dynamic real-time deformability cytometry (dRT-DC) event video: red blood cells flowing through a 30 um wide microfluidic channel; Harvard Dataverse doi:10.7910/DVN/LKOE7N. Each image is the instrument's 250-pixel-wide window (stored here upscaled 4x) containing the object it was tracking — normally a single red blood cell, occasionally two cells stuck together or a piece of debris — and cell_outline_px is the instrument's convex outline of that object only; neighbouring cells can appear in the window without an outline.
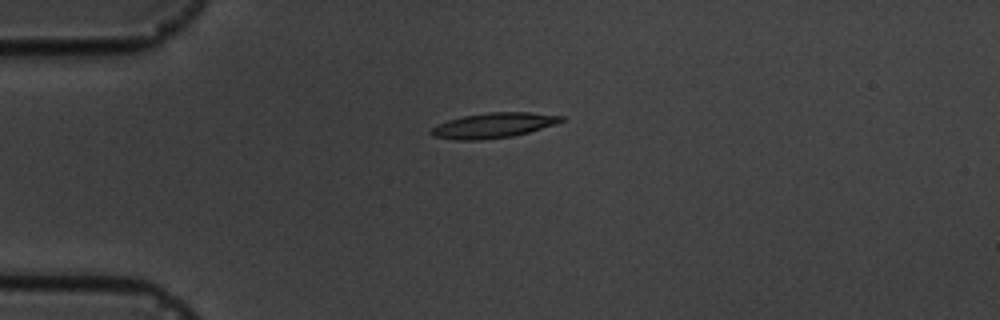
{"species": "common noctule bat (a hibernating species)", "species_latin": "Nyctalus noctula", "temperature_condition": "cold", "stored_images_in_passage": 1, "camera_frame_rate_fps": 3000, "um_per_image_px": 0.085, "animal": {"sex": "male", "body_mass_g": 19.5, "forearm_length_mm": 54.6}, "frame": {"image": 1, "passage_image": 1, "time_ms": 0.0, "image_size_px": [1000, 320], "cell_outline_px": [[564, 120], [556, 124], [528, 132], [512, 136], [480, 140], [456, 140], [432, 136], [428, 132], [432, 128], [448, 120], [464, 116], [488, 112], [528, 112], [564, 116]], "centroid_in_image_um": [41.93, 10.66], "position_along_channel_um": 43.1, "area_um2": 18.9}}